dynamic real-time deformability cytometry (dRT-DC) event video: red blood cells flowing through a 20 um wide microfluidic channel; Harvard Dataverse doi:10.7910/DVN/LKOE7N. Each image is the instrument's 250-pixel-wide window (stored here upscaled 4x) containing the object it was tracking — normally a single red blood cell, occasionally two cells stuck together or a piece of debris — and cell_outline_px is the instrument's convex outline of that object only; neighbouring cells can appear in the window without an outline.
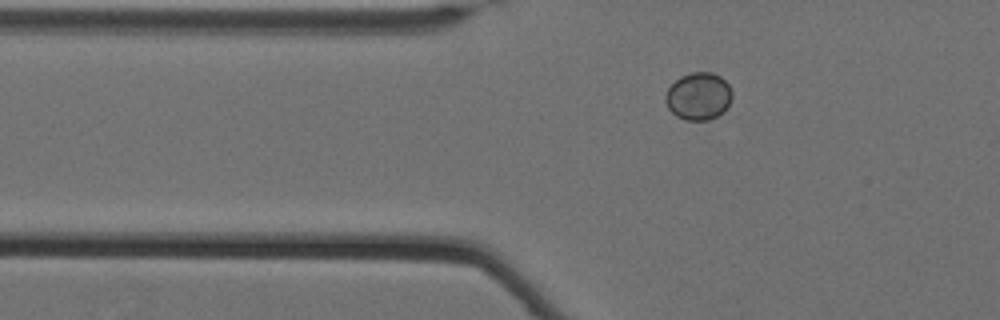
{"species": "Egyptian fruit bat (a non-hibernating species)", "species_latin": "Rousettus aegyptiacus", "temperature_condition": "cold", "stored_images_in_passage": 32, "camera_frame_rate_fps": 3000, "um_per_image_px": 0.085, "animal": {"sex": "female"}, "frame": {"image": 1, "passage_image": 15, "time_ms": 4.667, "image_size_px": [1000, 320], "cell_outline_px": [[732, 96], [724, 112], [708, 120], [684, 120], [676, 116], [668, 108], [664, 100], [664, 96], [668, 88], [680, 76], [692, 72], [712, 72], [720, 76], [728, 84], [732, 92]], "centroid_in_image_um": [59.35, 8.18], "position_along_channel_um": 66.4, "area_um2": 18.5}}
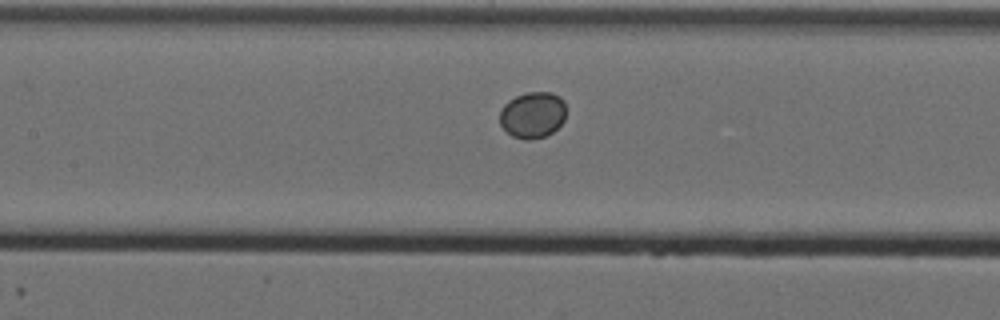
{"frame": {"image": 2, "passage_image": 24, "time_ms": 7.667, "image_size_px": [1000, 320], "cell_outline_px": [[564, 120], [552, 132], [544, 136], [528, 140], [524, 140], [512, 136], [500, 124], [500, 108], [508, 100], [516, 96], [528, 92], [552, 92], [560, 96], [564, 100]], "centroid_in_image_um": [45.25, 9.75], "position_along_channel_um": 162.1, "area_um2": 17.86}}
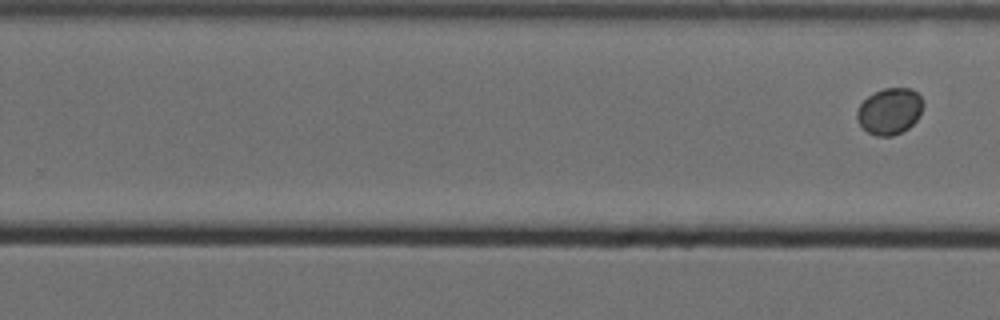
{"frame": {"image": 3, "passage_image": 32, "time_ms": 10.333, "image_size_px": [1000, 320], "cell_outline_px": [[924, 104], [920, 116], [908, 128], [892, 136], [876, 136], [868, 132], [856, 120], [856, 112], [860, 104], [868, 96], [884, 88], [912, 88], [920, 96]], "centroid_in_image_um": [75.62, 9.45], "position_along_channel_um": 254.2, "area_um2": 17.86}}